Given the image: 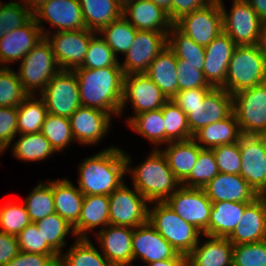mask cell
Returning a JSON list of instances; mask_svg holds the SVG:
<instances>
[{
	"label": "cell",
	"mask_w": 266,
	"mask_h": 266,
	"mask_svg": "<svg viewBox=\"0 0 266 266\" xmlns=\"http://www.w3.org/2000/svg\"><path fill=\"white\" fill-rule=\"evenodd\" d=\"M173 25L198 45L206 47L223 32L220 5L212 2L203 8L183 15Z\"/></svg>",
	"instance_id": "cell-13"
},
{
	"label": "cell",
	"mask_w": 266,
	"mask_h": 266,
	"mask_svg": "<svg viewBox=\"0 0 266 266\" xmlns=\"http://www.w3.org/2000/svg\"><path fill=\"white\" fill-rule=\"evenodd\" d=\"M150 204L148 222L179 254L187 257L203 234L196 227L184 221L165 202H151Z\"/></svg>",
	"instance_id": "cell-5"
},
{
	"label": "cell",
	"mask_w": 266,
	"mask_h": 266,
	"mask_svg": "<svg viewBox=\"0 0 266 266\" xmlns=\"http://www.w3.org/2000/svg\"><path fill=\"white\" fill-rule=\"evenodd\" d=\"M212 151L220 173L240 175L242 162L239 141L233 144L217 146Z\"/></svg>",
	"instance_id": "cell-53"
},
{
	"label": "cell",
	"mask_w": 266,
	"mask_h": 266,
	"mask_svg": "<svg viewBox=\"0 0 266 266\" xmlns=\"http://www.w3.org/2000/svg\"><path fill=\"white\" fill-rule=\"evenodd\" d=\"M136 32L137 29L121 16L104 27L98 34L102 36L118 58V54L125 55L132 46Z\"/></svg>",
	"instance_id": "cell-40"
},
{
	"label": "cell",
	"mask_w": 266,
	"mask_h": 266,
	"mask_svg": "<svg viewBox=\"0 0 266 266\" xmlns=\"http://www.w3.org/2000/svg\"><path fill=\"white\" fill-rule=\"evenodd\" d=\"M122 16L137 30L169 32L173 26L166 11L150 0H137L122 11Z\"/></svg>",
	"instance_id": "cell-27"
},
{
	"label": "cell",
	"mask_w": 266,
	"mask_h": 266,
	"mask_svg": "<svg viewBox=\"0 0 266 266\" xmlns=\"http://www.w3.org/2000/svg\"><path fill=\"white\" fill-rule=\"evenodd\" d=\"M50 0H20L19 2L29 9L32 13H34L37 9H39L44 3Z\"/></svg>",
	"instance_id": "cell-61"
},
{
	"label": "cell",
	"mask_w": 266,
	"mask_h": 266,
	"mask_svg": "<svg viewBox=\"0 0 266 266\" xmlns=\"http://www.w3.org/2000/svg\"><path fill=\"white\" fill-rule=\"evenodd\" d=\"M145 74L169 100L178 92L177 58L168 46L150 63Z\"/></svg>",
	"instance_id": "cell-33"
},
{
	"label": "cell",
	"mask_w": 266,
	"mask_h": 266,
	"mask_svg": "<svg viewBox=\"0 0 266 266\" xmlns=\"http://www.w3.org/2000/svg\"><path fill=\"white\" fill-rule=\"evenodd\" d=\"M145 266H187V257L178 253L174 258L158 260Z\"/></svg>",
	"instance_id": "cell-59"
},
{
	"label": "cell",
	"mask_w": 266,
	"mask_h": 266,
	"mask_svg": "<svg viewBox=\"0 0 266 266\" xmlns=\"http://www.w3.org/2000/svg\"><path fill=\"white\" fill-rule=\"evenodd\" d=\"M132 254L134 262L149 264L174 258L178 252L149 222L133 228ZM137 259V260H136Z\"/></svg>",
	"instance_id": "cell-20"
},
{
	"label": "cell",
	"mask_w": 266,
	"mask_h": 266,
	"mask_svg": "<svg viewBox=\"0 0 266 266\" xmlns=\"http://www.w3.org/2000/svg\"><path fill=\"white\" fill-rule=\"evenodd\" d=\"M109 197L85 195L77 224L73 227L77 238H90L88 231H100L109 225Z\"/></svg>",
	"instance_id": "cell-28"
},
{
	"label": "cell",
	"mask_w": 266,
	"mask_h": 266,
	"mask_svg": "<svg viewBox=\"0 0 266 266\" xmlns=\"http://www.w3.org/2000/svg\"><path fill=\"white\" fill-rule=\"evenodd\" d=\"M212 2H214V3H221V2H223V0H211Z\"/></svg>",
	"instance_id": "cell-66"
},
{
	"label": "cell",
	"mask_w": 266,
	"mask_h": 266,
	"mask_svg": "<svg viewBox=\"0 0 266 266\" xmlns=\"http://www.w3.org/2000/svg\"><path fill=\"white\" fill-rule=\"evenodd\" d=\"M55 212L71 226H75L80 216L84 194L66 177L52 180Z\"/></svg>",
	"instance_id": "cell-30"
},
{
	"label": "cell",
	"mask_w": 266,
	"mask_h": 266,
	"mask_svg": "<svg viewBox=\"0 0 266 266\" xmlns=\"http://www.w3.org/2000/svg\"><path fill=\"white\" fill-rule=\"evenodd\" d=\"M236 46L235 42L222 32L205 47L202 71L212 87L221 88L225 84L229 62Z\"/></svg>",
	"instance_id": "cell-23"
},
{
	"label": "cell",
	"mask_w": 266,
	"mask_h": 266,
	"mask_svg": "<svg viewBox=\"0 0 266 266\" xmlns=\"http://www.w3.org/2000/svg\"><path fill=\"white\" fill-rule=\"evenodd\" d=\"M212 89L195 88L178 91L171 100L185 111L187 108H195L201 104Z\"/></svg>",
	"instance_id": "cell-56"
},
{
	"label": "cell",
	"mask_w": 266,
	"mask_h": 266,
	"mask_svg": "<svg viewBox=\"0 0 266 266\" xmlns=\"http://www.w3.org/2000/svg\"><path fill=\"white\" fill-rule=\"evenodd\" d=\"M168 32L137 30L132 46L119 63L124 75L145 73L150 63L167 46Z\"/></svg>",
	"instance_id": "cell-16"
},
{
	"label": "cell",
	"mask_w": 266,
	"mask_h": 266,
	"mask_svg": "<svg viewBox=\"0 0 266 266\" xmlns=\"http://www.w3.org/2000/svg\"><path fill=\"white\" fill-rule=\"evenodd\" d=\"M35 223L39 231H41L43 240H45L58 255L63 252L62 248L66 247L67 242L65 238L68 237V235H73V237L77 238L73 226L56 212Z\"/></svg>",
	"instance_id": "cell-39"
},
{
	"label": "cell",
	"mask_w": 266,
	"mask_h": 266,
	"mask_svg": "<svg viewBox=\"0 0 266 266\" xmlns=\"http://www.w3.org/2000/svg\"><path fill=\"white\" fill-rule=\"evenodd\" d=\"M212 203L221 201L251 203L257 193L238 174L218 173L203 188Z\"/></svg>",
	"instance_id": "cell-24"
},
{
	"label": "cell",
	"mask_w": 266,
	"mask_h": 266,
	"mask_svg": "<svg viewBox=\"0 0 266 266\" xmlns=\"http://www.w3.org/2000/svg\"><path fill=\"white\" fill-rule=\"evenodd\" d=\"M20 63L16 73L24 90L29 95L40 94L50 80L61 70L46 37L25 55Z\"/></svg>",
	"instance_id": "cell-6"
},
{
	"label": "cell",
	"mask_w": 266,
	"mask_h": 266,
	"mask_svg": "<svg viewBox=\"0 0 266 266\" xmlns=\"http://www.w3.org/2000/svg\"><path fill=\"white\" fill-rule=\"evenodd\" d=\"M38 96L49 114L69 118L81 106L74 70H60Z\"/></svg>",
	"instance_id": "cell-10"
},
{
	"label": "cell",
	"mask_w": 266,
	"mask_h": 266,
	"mask_svg": "<svg viewBox=\"0 0 266 266\" xmlns=\"http://www.w3.org/2000/svg\"><path fill=\"white\" fill-rule=\"evenodd\" d=\"M187 123L194 134L201 127L223 120L233 113V95L224 88H213L195 108H187Z\"/></svg>",
	"instance_id": "cell-19"
},
{
	"label": "cell",
	"mask_w": 266,
	"mask_h": 266,
	"mask_svg": "<svg viewBox=\"0 0 266 266\" xmlns=\"http://www.w3.org/2000/svg\"><path fill=\"white\" fill-rule=\"evenodd\" d=\"M261 45H262V47H263L264 54H265V56H266V23H265V25H264V32H263V38H262Z\"/></svg>",
	"instance_id": "cell-64"
},
{
	"label": "cell",
	"mask_w": 266,
	"mask_h": 266,
	"mask_svg": "<svg viewBox=\"0 0 266 266\" xmlns=\"http://www.w3.org/2000/svg\"><path fill=\"white\" fill-rule=\"evenodd\" d=\"M218 173L219 170L212 149L202 148L190 175L181 185L189 188H204Z\"/></svg>",
	"instance_id": "cell-45"
},
{
	"label": "cell",
	"mask_w": 266,
	"mask_h": 266,
	"mask_svg": "<svg viewBox=\"0 0 266 266\" xmlns=\"http://www.w3.org/2000/svg\"><path fill=\"white\" fill-rule=\"evenodd\" d=\"M17 136H20L17 141L11 143L12 155L17 160L39 162L57 153L41 132Z\"/></svg>",
	"instance_id": "cell-35"
},
{
	"label": "cell",
	"mask_w": 266,
	"mask_h": 266,
	"mask_svg": "<svg viewBox=\"0 0 266 266\" xmlns=\"http://www.w3.org/2000/svg\"><path fill=\"white\" fill-rule=\"evenodd\" d=\"M201 149L193 139H189L169 142L160 150L165 155L174 176L182 183L190 175Z\"/></svg>",
	"instance_id": "cell-32"
},
{
	"label": "cell",
	"mask_w": 266,
	"mask_h": 266,
	"mask_svg": "<svg viewBox=\"0 0 266 266\" xmlns=\"http://www.w3.org/2000/svg\"><path fill=\"white\" fill-rule=\"evenodd\" d=\"M74 72L78 80L81 106L102 110L113 117L120 116L124 85L121 66L97 69L78 67Z\"/></svg>",
	"instance_id": "cell-2"
},
{
	"label": "cell",
	"mask_w": 266,
	"mask_h": 266,
	"mask_svg": "<svg viewBox=\"0 0 266 266\" xmlns=\"http://www.w3.org/2000/svg\"><path fill=\"white\" fill-rule=\"evenodd\" d=\"M266 81V56L261 44L236 46L224 88L231 95Z\"/></svg>",
	"instance_id": "cell-4"
},
{
	"label": "cell",
	"mask_w": 266,
	"mask_h": 266,
	"mask_svg": "<svg viewBox=\"0 0 266 266\" xmlns=\"http://www.w3.org/2000/svg\"><path fill=\"white\" fill-rule=\"evenodd\" d=\"M20 251L26 253H38L47 255H58L49 245L43 240L41 231H39L36 223L31 222L17 236Z\"/></svg>",
	"instance_id": "cell-51"
},
{
	"label": "cell",
	"mask_w": 266,
	"mask_h": 266,
	"mask_svg": "<svg viewBox=\"0 0 266 266\" xmlns=\"http://www.w3.org/2000/svg\"><path fill=\"white\" fill-rule=\"evenodd\" d=\"M212 3L211 0H172L170 20L174 23L185 14L203 8Z\"/></svg>",
	"instance_id": "cell-57"
},
{
	"label": "cell",
	"mask_w": 266,
	"mask_h": 266,
	"mask_svg": "<svg viewBox=\"0 0 266 266\" xmlns=\"http://www.w3.org/2000/svg\"><path fill=\"white\" fill-rule=\"evenodd\" d=\"M137 0H116V3L118 6L124 10L127 6H129L131 3H134Z\"/></svg>",
	"instance_id": "cell-63"
},
{
	"label": "cell",
	"mask_w": 266,
	"mask_h": 266,
	"mask_svg": "<svg viewBox=\"0 0 266 266\" xmlns=\"http://www.w3.org/2000/svg\"><path fill=\"white\" fill-rule=\"evenodd\" d=\"M17 107H0V155L5 153L18 135Z\"/></svg>",
	"instance_id": "cell-54"
},
{
	"label": "cell",
	"mask_w": 266,
	"mask_h": 266,
	"mask_svg": "<svg viewBox=\"0 0 266 266\" xmlns=\"http://www.w3.org/2000/svg\"><path fill=\"white\" fill-rule=\"evenodd\" d=\"M165 128V145L169 142L185 141L193 138L187 115L171 99L162 107Z\"/></svg>",
	"instance_id": "cell-43"
},
{
	"label": "cell",
	"mask_w": 266,
	"mask_h": 266,
	"mask_svg": "<svg viewBox=\"0 0 266 266\" xmlns=\"http://www.w3.org/2000/svg\"><path fill=\"white\" fill-rule=\"evenodd\" d=\"M30 223L24 204L7 201L0 206V232L17 236Z\"/></svg>",
	"instance_id": "cell-48"
},
{
	"label": "cell",
	"mask_w": 266,
	"mask_h": 266,
	"mask_svg": "<svg viewBox=\"0 0 266 266\" xmlns=\"http://www.w3.org/2000/svg\"><path fill=\"white\" fill-rule=\"evenodd\" d=\"M249 203L221 201L212 203L208 229L203 235L228 238Z\"/></svg>",
	"instance_id": "cell-31"
},
{
	"label": "cell",
	"mask_w": 266,
	"mask_h": 266,
	"mask_svg": "<svg viewBox=\"0 0 266 266\" xmlns=\"http://www.w3.org/2000/svg\"><path fill=\"white\" fill-rule=\"evenodd\" d=\"M61 266H113L90 238H75L67 252L59 255Z\"/></svg>",
	"instance_id": "cell-37"
},
{
	"label": "cell",
	"mask_w": 266,
	"mask_h": 266,
	"mask_svg": "<svg viewBox=\"0 0 266 266\" xmlns=\"http://www.w3.org/2000/svg\"><path fill=\"white\" fill-rule=\"evenodd\" d=\"M258 196L263 200L266 206V188Z\"/></svg>",
	"instance_id": "cell-65"
},
{
	"label": "cell",
	"mask_w": 266,
	"mask_h": 266,
	"mask_svg": "<svg viewBox=\"0 0 266 266\" xmlns=\"http://www.w3.org/2000/svg\"><path fill=\"white\" fill-rule=\"evenodd\" d=\"M40 182L23 201L31 222H37L44 217L55 213L52 180Z\"/></svg>",
	"instance_id": "cell-42"
},
{
	"label": "cell",
	"mask_w": 266,
	"mask_h": 266,
	"mask_svg": "<svg viewBox=\"0 0 266 266\" xmlns=\"http://www.w3.org/2000/svg\"><path fill=\"white\" fill-rule=\"evenodd\" d=\"M228 239L234 245L266 240V206L259 196L245 207Z\"/></svg>",
	"instance_id": "cell-25"
},
{
	"label": "cell",
	"mask_w": 266,
	"mask_h": 266,
	"mask_svg": "<svg viewBox=\"0 0 266 266\" xmlns=\"http://www.w3.org/2000/svg\"><path fill=\"white\" fill-rule=\"evenodd\" d=\"M204 237L187 256V266H233L234 244L228 238Z\"/></svg>",
	"instance_id": "cell-26"
},
{
	"label": "cell",
	"mask_w": 266,
	"mask_h": 266,
	"mask_svg": "<svg viewBox=\"0 0 266 266\" xmlns=\"http://www.w3.org/2000/svg\"><path fill=\"white\" fill-rule=\"evenodd\" d=\"M28 95L16 71L0 67V107H18Z\"/></svg>",
	"instance_id": "cell-46"
},
{
	"label": "cell",
	"mask_w": 266,
	"mask_h": 266,
	"mask_svg": "<svg viewBox=\"0 0 266 266\" xmlns=\"http://www.w3.org/2000/svg\"><path fill=\"white\" fill-rule=\"evenodd\" d=\"M167 46L173 51L177 59H183L185 63L192 65H200V70H202L205 63V47L198 45L174 25L167 34Z\"/></svg>",
	"instance_id": "cell-41"
},
{
	"label": "cell",
	"mask_w": 266,
	"mask_h": 266,
	"mask_svg": "<svg viewBox=\"0 0 266 266\" xmlns=\"http://www.w3.org/2000/svg\"><path fill=\"white\" fill-rule=\"evenodd\" d=\"M168 100L161 89L145 73L124 75L120 118L130 102L133 115H137L146 111L161 109Z\"/></svg>",
	"instance_id": "cell-11"
},
{
	"label": "cell",
	"mask_w": 266,
	"mask_h": 266,
	"mask_svg": "<svg viewBox=\"0 0 266 266\" xmlns=\"http://www.w3.org/2000/svg\"><path fill=\"white\" fill-rule=\"evenodd\" d=\"M120 60L105 40L96 33L90 40L81 68L97 69L120 66Z\"/></svg>",
	"instance_id": "cell-47"
},
{
	"label": "cell",
	"mask_w": 266,
	"mask_h": 266,
	"mask_svg": "<svg viewBox=\"0 0 266 266\" xmlns=\"http://www.w3.org/2000/svg\"><path fill=\"white\" fill-rule=\"evenodd\" d=\"M59 262V255L26 253L20 251L4 266H55Z\"/></svg>",
	"instance_id": "cell-55"
},
{
	"label": "cell",
	"mask_w": 266,
	"mask_h": 266,
	"mask_svg": "<svg viewBox=\"0 0 266 266\" xmlns=\"http://www.w3.org/2000/svg\"><path fill=\"white\" fill-rule=\"evenodd\" d=\"M93 235L99 250L113 266H133V228L109 224Z\"/></svg>",
	"instance_id": "cell-21"
},
{
	"label": "cell",
	"mask_w": 266,
	"mask_h": 266,
	"mask_svg": "<svg viewBox=\"0 0 266 266\" xmlns=\"http://www.w3.org/2000/svg\"><path fill=\"white\" fill-rule=\"evenodd\" d=\"M130 156L125 152L127 173L132 177L133 187L149 203L165 202L181 186L160 149H152L135 167L131 165L133 159Z\"/></svg>",
	"instance_id": "cell-3"
},
{
	"label": "cell",
	"mask_w": 266,
	"mask_h": 266,
	"mask_svg": "<svg viewBox=\"0 0 266 266\" xmlns=\"http://www.w3.org/2000/svg\"><path fill=\"white\" fill-rule=\"evenodd\" d=\"M113 116L102 110L80 106L70 117L75 142L82 145H97L108 134Z\"/></svg>",
	"instance_id": "cell-18"
},
{
	"label": "cell",
	"mask_w": 266,
	"mask_h": 266,
	"mask_svg": "<svg viewBox=\"0 0 266 266\" xmlns=\"http://www.w3.org/2000/svg\"><path fill=\"white\" fill-rule=\"evenodd\" d=\"M32 18L33 13L16 0L2 4L0 7V38L26 25Z\"/></svg>",
	"instance_id": "cell-49"
},
{
	"label": "cell",
	"mask_w": 266,
	"mask_h": 266,
	"mask_svg": "<svg viewBox=\"0 0 266 266\" xmlns=\"http://www.w3.org/2000/svg\"><path fill=\"white\" fill-rule=\"evenodd\" d=\"M240 176L259 195L266 188V135H244L239 139Z\"/></svg>",
	"instance_id": "cell-15"
},
{
	"label": "cell",
	"mask_w": 266,
	"mask_h": 266,
	"mask_svg": "<svg viewBox=\"0 0 266 266\" xmlns=\"http://www.w3.org/2000/svg\"><path fill=\"white\" fill-rule=\"evenodd\" d=\"M165 203L202 234L208 229L212 202L203 188L180 186Z\"/></svg>",
	"instance_id": "cell-12"
},
{
	"label": "cell",
	"mask_w": 266,
	"mask_h": 266,
	"mask_svg": "<svg viewBox=\"0 0 266 266\" xmlns=\"http://www.w3.org/2000/svg\"><path fill=\"white\" fill-rule=\"evenodd\" d=\"M78 165L77 187L85 195L109 196L121 186L127 175L125 151L108 146L101 152L86 157Z\"/></svg>",
	"instance_id": "cell-1"
},
{
	"label": "cell",
	"mask_w": 266,
	"mask_h": 266,
	"mask_svg": "<svg viewBox=\"0 0 266 266\" xmlns=\"http://www.w3.org/2000/svg\"><path fill=\"white\" fill-rule=\"evenodd\" d=\"M158 7L162 8L164 11L167 12L169 18H170V7L172 0H150Z\"/></svg>",
	"instance_id": "cell-62"
},
{
	"label": "cell",
	"mask_w": 266,
	"mask_h": 266,
	"mask_svg": "<svg viewBox=\"0 0 266 266\" xmlns=\"http://www.w3.org/2000/svg\"><path fill=\"white\" fill-rule=\"evenodd\" d=\"M233 113L244 135H266V81L233 95Z\"/></svg>",
	"instance_id": "cell-8"
},
{
	"label": "cell",
	"mask_w": 266,
	"mask_h": 266,
	"mask_svg": "<svg viewBox=\"0 0 266 266\" xmlns=\"http://www.w3.org/2000/svg\"><path fill=\"white\" fill-rule=\"evenodd\" d=\"M33 18L40 26L44 37L51 33V29L47 31L45 26H42L44 22L54 27V32L86 28L79 0H50L33 13Z\"/></svg>",
	"instance_id": "cell-17"
},
{
	"label": "cell",
	"mask_w": 266,
	"mask_h": 266,
	"mask_svg": "<svg viewBox=\"0 0 266 266\" xmlns=\"http://www.w3.org/2000/svg\"><path fill=\"white\" fill-rule=\"evenodd\" d=\"M229 13L224 2L219 3L222 11L223 32L237 46L261 44L265 23L246 0H232Z\"/></svg>",
	"instance_id": "cell-7"
},
{
	"label": "cell",
	"mask_w": 266,
	"mask_h": 266,
	"mask_svg": "<svg viewBox=\"0 0 266 266\" xmlns=\"http://www.w3.org/2000/svg\"><path fill=\"white\" fill-rule=\"evenodd\" d=\"M257 13V15L266 23V0H246Z\"/></svg>",
	"instance_id": "cell-60"
},
{
	"label": "cell",
	"mask_w": 266,
	"mask_h": 266,
	"mask_svg": "<svg viewBox=\"0 0 266 266\" xmlns=\"http://www.w3.org/2000/svg\"><path fill=\"white\" fill-rule=\"evenodd\" d=\"M19 252L16 236L0 232V266L7 264Z\"/></svg>",
	"instance_id": "cell-58"
},
{
	"label": "cell",
	"mask_w": 266,
	"mask_h": 266,
	"mask_svg": "<svg viewBox=\"0 0 266 266\" xmlns=\"http://www.w3.org/2000/svg\"><path fill=\"white\" fill-rule=\"evenodd\" d=\"M17 112L18 134L41 132L48 111L40 96L28 95L17 107Z\"/></svg>",
	"instance_id": "cell-38"
},
{
	"label": "cell",
	"mask_w": 266,
	"mask_h": 266,
	"mask_svg": "<svg viewBox=\"0 0 266 266\" xmlns=\"http://www.w3.org/2000/svg\"><path fill=\"white\" fill-rule=\"evenodd\" d=\"M128 118V119H127ZM127 125L134 132L148 139L149 143L160 149L165 145V128L162 108L154 111H146L137 115L127 117Z\"/></svg>",
	"instance_id": "cell-36"
},
{
	"label": "cell",
	"mask_w": 266,
	"mask_h": 266,
	"mask_svg": "<svg viewBox=\"0 0 266 266\" xmlns=\"http://www.w3.org/2000/svg\"><path fill=\"white\" fill-rule=\"evenodd\" d=\"M109 224L136 228L148 222L150 204L134 187L126 182L109 196Z\"/></svg>",
	"instance_id": "cell-9"
},
{
	"label": "cell",
	"mask_w": 266,
	"mask_h": 266,
	"mask_svg": "<svg viewBox=\"0 0 266 266\" xmlns=\"http://www.w3.org/2000/svg\"><path fill=\"white\" fill-rule=\"evenodd\" d=\"M43 38L34 18L21 28L6 33L0 38V67L20 62Z\"/></svg>",
	"instance_id": "cell-22"
},
{
	"label": "cell",
	"mask_w": 266,
	"mask_h": 266,
	"mask_svg": "<svg viewBox=\"0 0 266 266\" xmlns=\"http://www.w3.org/2000/svg\"><path fill=\"white\" fill-rule=\"evenodd\" d=\"M96 32L87 28L76 31L48 33L56 62L61 70H75L84 61L91 38Z\"/></svg>",
	"instance_id": "cell-14"
},
{
	"label": "cell",
	"mask_w": 266,
	"mask_h": 266,
	"mask_svg": "<svg viewBox=\"0 0 266 266\" xmlns=\"http://www.w3.org/2000/svg\"><path fill=\"white\" fill-rule=\"evenodd\" d=\"M242 133L234 113L229 117L201 127L193 134V140L204 149L238 142Z\"/></svg>",
	"instance_id": "cell-29"
},
{
	"label": "cell",
	"mask_w": 266,
	"mask_h": 266,
	"mask_svg": "<svg viewBox=\"0 0 266 266\" xmlns=\"http://www.w3.org/2000/svg\"><path fill=\"white\" fill-rule=\"evenodd\" d=\"M87 29L96 33L122 16L116 0H79Z\"/></svg>",
	"instance_id": "cell-34"
},
{
	"label": "cell",
	"mask_w": 266,
	"mask_h": 266,
	"mask_svg": "<svg viewBox=\"0 0 266 266\" xmlns=\"http://www.w3.org/2000/svg\"><path fill=\"white\" fill-rule=\"evenodd\" d=\"M41 133L51 143V146L58 153L70 147L73 141L75 143L70 120L64 116H56L47 114L44 123L42 124Z\"/></svg>",
	"instance_id": "cell-44"
},
{
	"label": "cell",
	"mask_w": 266,
	"mask_h": 266,
	"mask_svg": "<svg viewBox=\"0 0 266 266\" xmlns=\"http://www.w3.org/2000/svg\"><path fill=\"white\" fill-rule=\"evenodd\" d=\"M178 91L195 88H214L206 80L200 65L185 63L183 59H177Z\"/></svg>",
	"instance_id": "cell-52"
},
{
	"label": "cell",
	"mask_w": 266,
	"mask_h": 266,
	"mask_svg": "<svg viewBox=\"0 0 266 266\" xmlns=\"http://www.w3.org/2000/svg\"><path fill=\"white\" fill-rule=\"evenodd\" d=\"M233 266H266V240L234 245Z\"/></svg>",
	"instance_id": "cell-50"
}]
</instances>
